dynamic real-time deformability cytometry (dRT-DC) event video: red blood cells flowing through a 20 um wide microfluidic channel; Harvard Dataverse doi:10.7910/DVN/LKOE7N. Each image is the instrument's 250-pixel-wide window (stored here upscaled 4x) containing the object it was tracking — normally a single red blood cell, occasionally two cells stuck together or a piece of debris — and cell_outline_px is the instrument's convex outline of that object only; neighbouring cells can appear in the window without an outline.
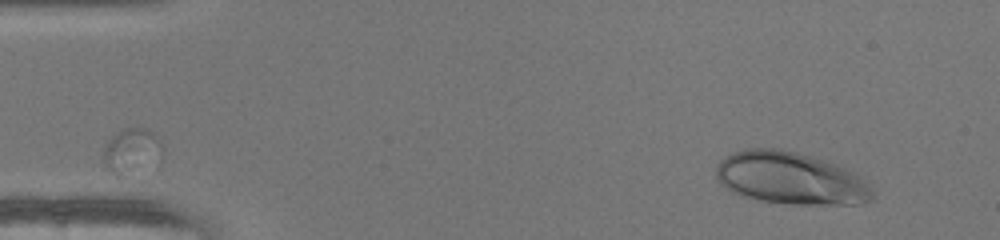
{"species": "human", "species_latin": "Homo sapiens", "temperature_condition": "warm", "stored_images_in_passage": 45, "camera_frame_rate_fps": 3000, "um_per_image_px": 0.085, "donor": {"sex": "female"}, "frame": {"image": 1, "passage_image": 1, "time_ms": 0.0, "image_size_px": [1000, 240], "cell_outline_px": [[872, 200], [860, 204], [792, 204], [760, 200], [740, 196], [732, 192], [720, 184], [716, 176], [716, 164], [720, 160], [732, 152], [744, 148], [780, 148], [796, 152], [824, 160], [836, 164], [860, 176], [868, 184], [872, 192]], "centroid_in_image_um": [67.15, 15.15], "position_along_channel_um": 17.9, "area_um2": 47.8}}
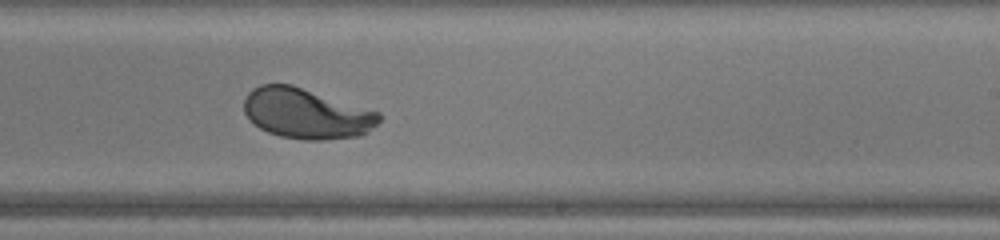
{"frame": {"image": 2, "passage_image": 26, "time_ms": 8.333, "image_size_px": [1000, 240], "cell_outline_px": [[384, 116], [368, 132], [360, 136], [320, 140], [304, 140], [280, 136], [268, 132], [260, 128], [244, 112], [244, 100], [248, 92], [252, 88], [260, 84], [292, 84], [380, 112]], "centroid_in_image_um": [26.06, 9.64], "position_along_channel_um": 262.9, "area_um2": 39.71}}
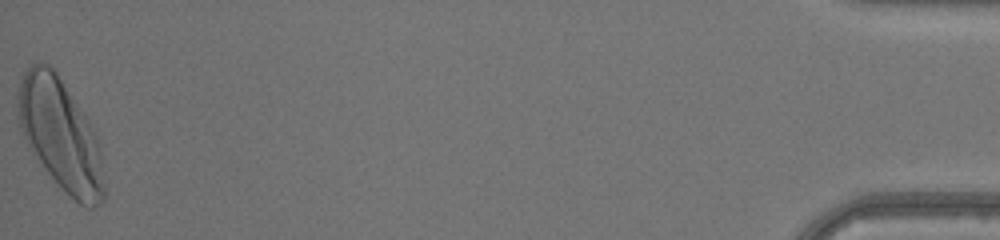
{"frame": {"image": 3, "passage_image": 45, "time_ms": 14.667, "image_size_px": [1000, 240], "cell_outline_px": [[104, 200], [100, 204], [92, 208], [88, 208], [80, 204], [68, 196], [48, 172], [36, 156], [28, 144], [20, 128], [16, 104], [16, 96], [20, 80], [24, 72], [32, 64], [48, 64], [56, 72], [88, 120], [96, 136], [100, 156], [104, 184]], "centroid_in_image_um": [5.12, 11.46], "position_along_channel_um": 430.1, "area_um2": 54.97}, "authors_computed_cell_mechanics": {"area_um2": 41.5582, "velocity_mm_per_s": 4.2378, "shape_relaxation_time_tau1_ms": 3.6646, "shape_relaxation_time_tau2_ms": null, "deformation_change_tau1": 0.2216, "deformation_change_tau2": null}}